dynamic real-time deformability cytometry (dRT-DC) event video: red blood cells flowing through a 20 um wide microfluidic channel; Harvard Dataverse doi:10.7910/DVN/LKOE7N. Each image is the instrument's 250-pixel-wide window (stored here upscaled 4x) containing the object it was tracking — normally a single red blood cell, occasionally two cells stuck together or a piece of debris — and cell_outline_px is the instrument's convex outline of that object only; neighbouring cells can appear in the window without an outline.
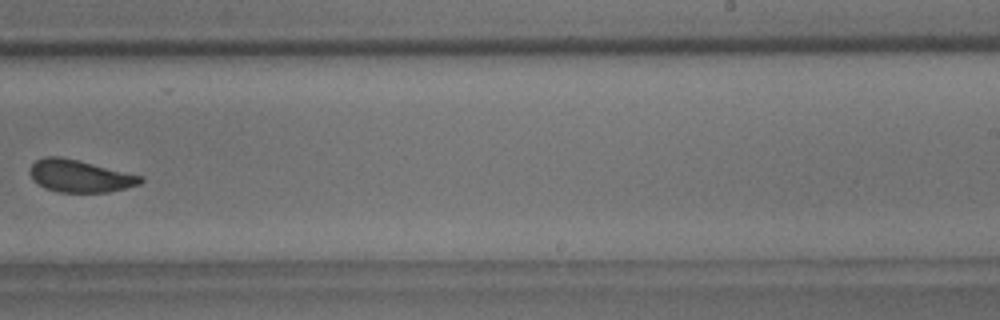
{"species": "common noctule bat (a hibernating species)", "species_latin": "Nyctalus noctula", "temperature_condition": "room temperature", "stored_images_in_passage": 11, "camera_frame_rate_fps": 3000, "um_per_image_px": 0.085, "animal": {"sex": "male", "body_mass_g": 18.8}, "frame": {"image": 1, "passage_image": 11, "time_ms": 12.333, "image_size_px": [1000, 320], "cell_outline_px": [[144, 180], [140, 184], [108, 192], [60, 192], [44, 188], [28, 172], [32, 164], [36, 160], [44, 156], [60, 156], [144, 176]], "centroid_in_image_um": [6.8, 14.96], "position_along_channel_um": 282.2, "area_um2": 20.63}}